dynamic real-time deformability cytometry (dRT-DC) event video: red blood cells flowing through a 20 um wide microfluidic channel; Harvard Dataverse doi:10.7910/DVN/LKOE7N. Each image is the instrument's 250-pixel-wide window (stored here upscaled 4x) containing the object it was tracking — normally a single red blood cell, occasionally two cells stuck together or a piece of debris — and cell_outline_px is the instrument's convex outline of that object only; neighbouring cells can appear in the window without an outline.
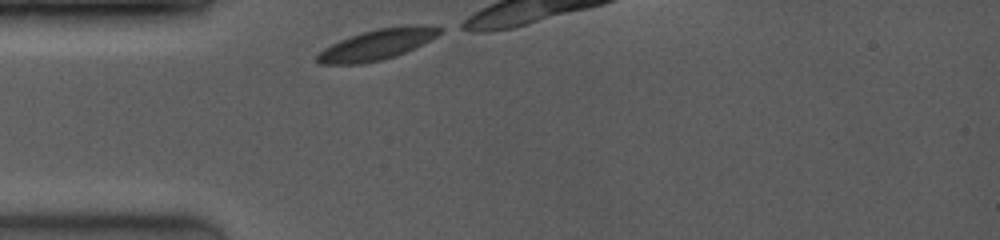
{"species": "common noctule bat (a hibernating species)", "species_latin": "Nyctalus noctula", "temperature_condition": "room temperature", "stored_images_in_passage": 7, "camera_frame_rate_fps": 4000, "um_per_image_px": 0.085, "animal": {"sex": "female", "body_mass_g": 19.0, "forearm_length_mm": 53.3}, "frame": {"image": 1, "passage_image": 1, "time_ms": 0.0, "image_size_px": [1000, 240], "cell_outline_px": [[440, 32], [436, 36], [396, 56], [380, 60], [360, 64], [320, 64], [316, 60], [316, 56], [324, 48], [340, 40], [376, 28], [440, 28]], "centroid_in_image_um": [31.86, 3.86], "position_along_channel_um": 53.1, "area_um2": 20.35}}
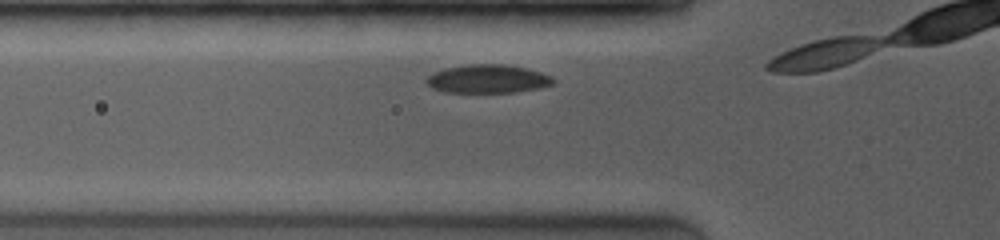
{"frame": {"image": 2, "passage_image": 5, "time_ms": 1.0, "image_size_px": [1000, 240], "cell_outline_px": [[556, 80], [552, 84], [536, 88], [516, 92], [444, 92], [432, 88], [428, 84], [428, 76], [436, 72], [448, 68], [472, 64], [504, 64], [524, 68], [540, 72], [552, 76]], "centroid_in_image_um": [41.49, 6.71], "position_along_channel_um": 84.3, "area_um2": 20.58}}